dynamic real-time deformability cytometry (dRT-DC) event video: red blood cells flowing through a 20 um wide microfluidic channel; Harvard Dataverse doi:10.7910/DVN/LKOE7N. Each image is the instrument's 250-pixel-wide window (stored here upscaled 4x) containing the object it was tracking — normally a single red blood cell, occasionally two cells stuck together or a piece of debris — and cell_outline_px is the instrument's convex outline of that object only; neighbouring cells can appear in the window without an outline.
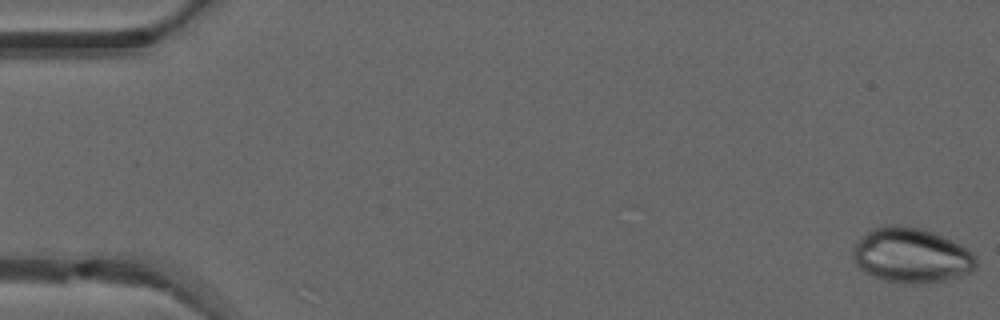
{"species": "common noctule bat (a hibernating species)", "species_latin": "Nyctalus noctula", "temperature_condition": "warm", "stored_images_in_passage": 12, "camera_frame_rate_fps": 3000, "um_per_image_px": 0.085, "animal": {"sex": "male", "forearm_length_mm": 52.5}, "frame": {"image": 1, "passage_image": 1, "time_ms": 0.0, "image_size_px": [1000, 320], "cell_outline_px": [[976, 264], [968, 272], [960, 276], [944, 280], [920, 284], [884, 280], [860, 268], [856, 264], [852, 256], [852, 248], [872, 228], [884, 224], [900, 224], [920, 228], [932, 232], [952, 240], [960, 244], [972, 252], [976, 256]], "centroid_in_image_um": [77.46, 21.68], "position_along_channel_um": 7.5, "area_um2": 39.02}}